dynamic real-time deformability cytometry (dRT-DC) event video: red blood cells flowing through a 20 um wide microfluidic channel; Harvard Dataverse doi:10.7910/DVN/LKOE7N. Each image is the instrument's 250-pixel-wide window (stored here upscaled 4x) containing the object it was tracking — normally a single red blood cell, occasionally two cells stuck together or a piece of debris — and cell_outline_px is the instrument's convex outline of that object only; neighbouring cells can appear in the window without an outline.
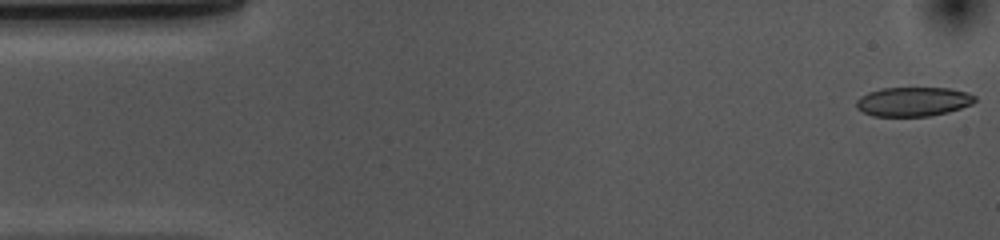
{"species": "common noctule bat (a hibernating species)", "species_latin": "Nyctalus noctula", "temperature_condition": "cold", "stored_images_in_passage": 28, "camera_frame_rate_fps": 3000, "um_per_image_px": 0.085, "animal": {"sex": "female", "body_mass_g": 10.0, "forearm_length_mm": 53.1}, "frame": {"image": 1, "passage_image": 1, "time_ms": 0.0, "image_size_px": [1000, 240], "cell_outline_px": [[976, 100], [972, 104], [948, 112], [928, 116], [872, 116], [856, 108], [856, 100], [860, 96], [868, 92], [884, 88], [948, 88], [968, 92], [976, 96]], "centroid_in_image_um": [77.62, 8.63], "position_along_channel_um": 7.4, "area_um2": 20.23}}
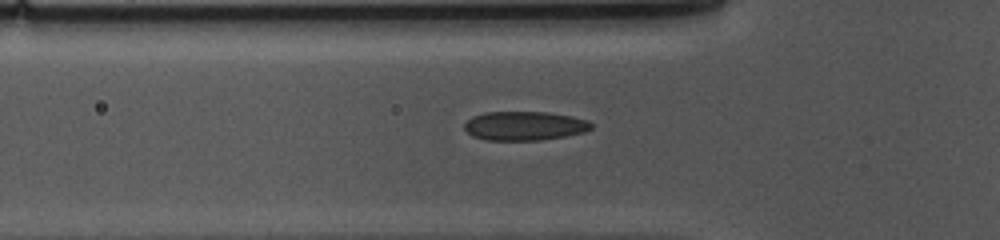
{"frame": {"image": 2, "passage_image": 16, "time_ms": 5.0, "image_size_px": [1000, 240], "cell_outline_px": [[592, 128], [584, 132], [564, 136], [540, 140], [484, 140], [472, 136], [464, 128], [464, 124], [472, 116], [484, 112], [548, 112], [572, 116], [588, 120], [592, 124]], "centroid_in_image_um": [44.57, 10.69], "position_along_channel_um": 81.2, "area_um2": 21.5}}
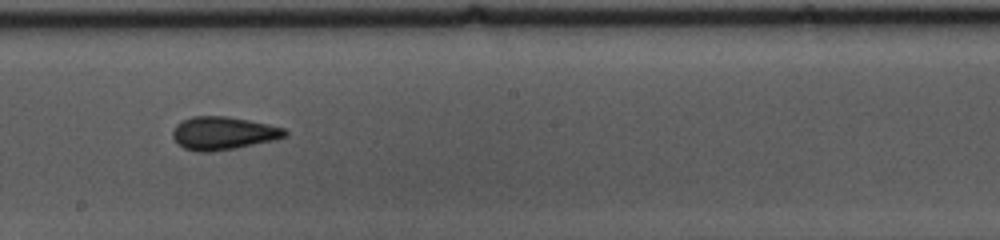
{"frame": {"image": 3, "passage_image": 28, "time_ms": 9.0, "image_size_px": [1000, 240], "cell_outline_px": [[288, 136], [272, 140], [236, 148], [212, 152], [200, 152], [184, 148], [172, 136], [172, 132], [176, 124], [192, 116], [228, 116], [268, 124], [284, 128], [288, 132]], "centroid_in_image_um": [18.98, 11.32], "position_along_channel_um": 229.2, "area_um2": 21.5}}